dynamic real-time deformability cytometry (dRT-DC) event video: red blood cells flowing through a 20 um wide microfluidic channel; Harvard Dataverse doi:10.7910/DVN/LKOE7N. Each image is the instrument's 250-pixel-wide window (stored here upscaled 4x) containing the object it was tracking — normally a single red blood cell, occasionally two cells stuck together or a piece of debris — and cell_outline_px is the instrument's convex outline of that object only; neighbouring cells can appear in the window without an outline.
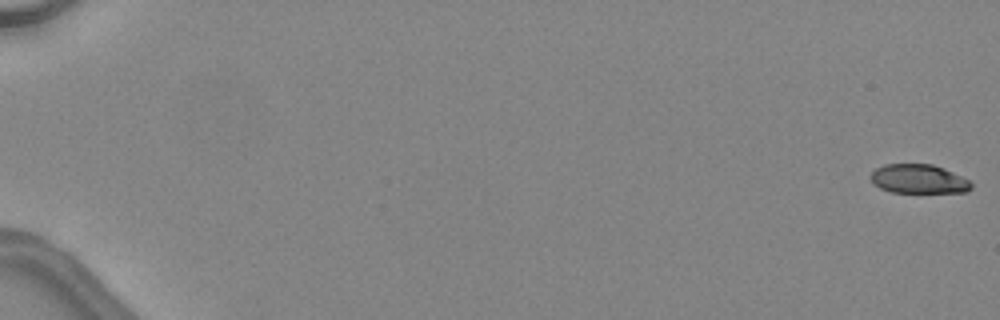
{"species": "common noctule bat (a hibernating species)", "species_latin": "Nyctalus noctula", "temperature_condition": "warm", "stored_images_in_passage": 48, "camera_frame_rate_fps": 3000, "um_per_image_px": 0.085, "animal": {"sex": "female", "body_mass_g": 24.6, "forearm_length_mm": 56.2}, "frame": {"image": 1, "passage_image": 1, "time_ms": 0.0, "image_size_px": [1000, 320], "cell_outline_px": [[972, 188], [968, 192], [892, 192], [880, 188], [872, 184], [868, 176], [876, 168], [884, 164], [932, 164], [944, 168], [968, 180], [972, 184]], "centroid_in_image_um": [78.04, 15.21], "position_along_channel_um": 7.0, "area_um2": 17.11}}
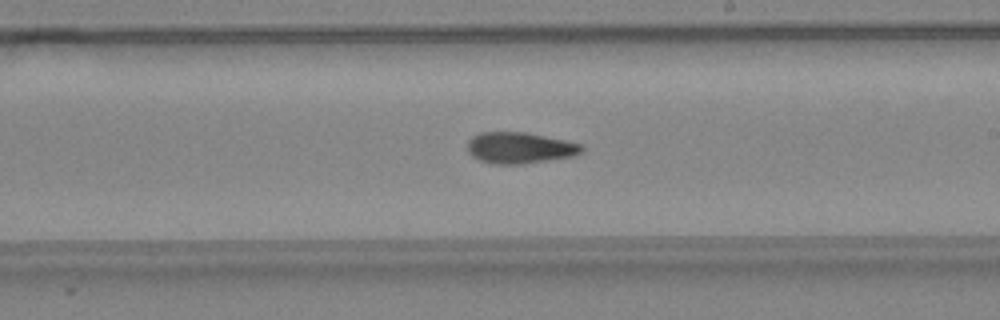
{"frame": {"image": 2, "passage_image": 31, "time_ms": 10.0, "image_size_px": [1000, 320], "cell_outline_px": [[584, 148], [580, 152], [572, 156], [524, 164], [492, 164], [480, 160], [472, 156], [468, 152], [468, 140], [472, 136], [480, 132], [524, 132], [584, 144]], "centroid_in_image_um": [44.15, 12.57], "position_along_channel_um": 244.8, "area_um2": 20.75}}
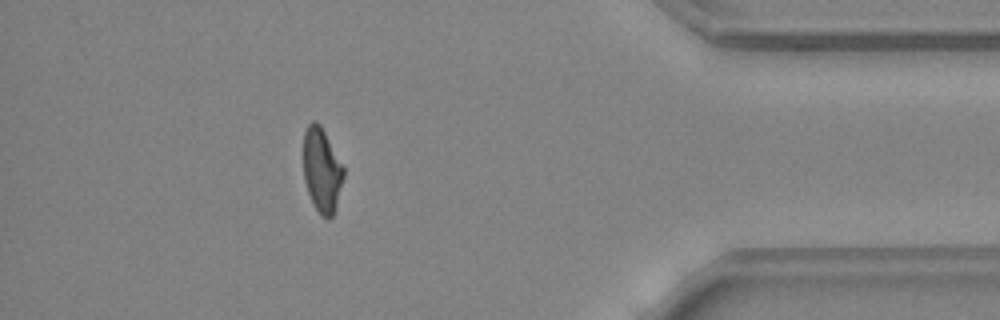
{"frame": {"image": 3, "passage_image": 44, "time_ms": 14.333, "image_size_px": [1000, 320], "cell_outline_px": [[344, 176], [336, 204], [332, 216], [328, 220], [320, 216], [312, 204], [304, 180], [304, 132], [308, 124], [312, 120], [316, 120], [320, 124], [344, 168]], "centroid_in_image_um": [27.34, 14.48], "position_along_channel_um": 407.9, "area_um2": 19.65}, "authors_computed_cell_mechanics": {"area_um2": 20.1722, "velocity_mm_per_s": 4.5667, "shape_relaxation_time_tau1_ms": 7.3716, "shape_relaxation_time_tau2_ms": 2.9091, "deformation_change_tau1": 0.2435, "deformation_change_tau2": 0.1124}}